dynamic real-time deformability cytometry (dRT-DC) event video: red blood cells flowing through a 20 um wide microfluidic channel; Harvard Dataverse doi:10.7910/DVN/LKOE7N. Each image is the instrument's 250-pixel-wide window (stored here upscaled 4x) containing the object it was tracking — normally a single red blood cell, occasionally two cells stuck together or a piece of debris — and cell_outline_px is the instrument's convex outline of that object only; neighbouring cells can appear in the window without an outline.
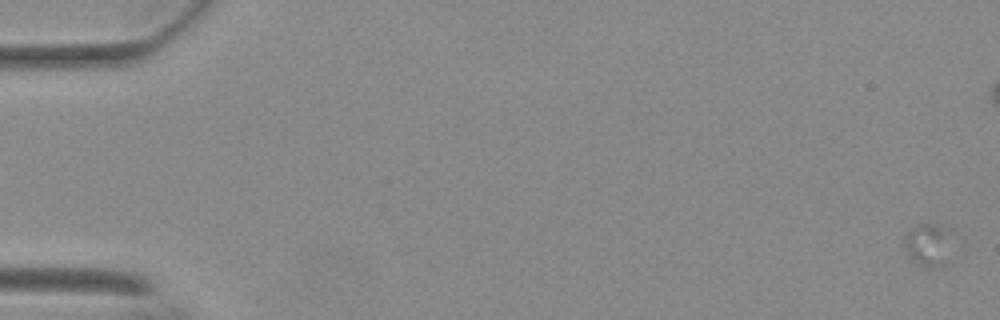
{"species": "Egyptian fruit bat (a non-hibernating species)", "species_latin": "Rousettus aegyptiacus", "temperature_condition": "warm", "stored_images_in_passage": 31, "camera_frame_rate_fps": 3000, "um_per_image_px": 0.085, "animal": {"sex": "female"}, "frame": {"image": 1, "passage_image": 1, "time_ms": 0.0, "image_size_px": [1000, 320], "cell_outline_px": [[944, 264], [932, 268], [920, 264], [908, 256], [904, 244], [908, 232], [916, 224], [936, 224], [944, 228]], "centroid_in_image_um": [78.73, 20.8], "position_along_channel_um": 6.3, "area_um2": 10.4}}
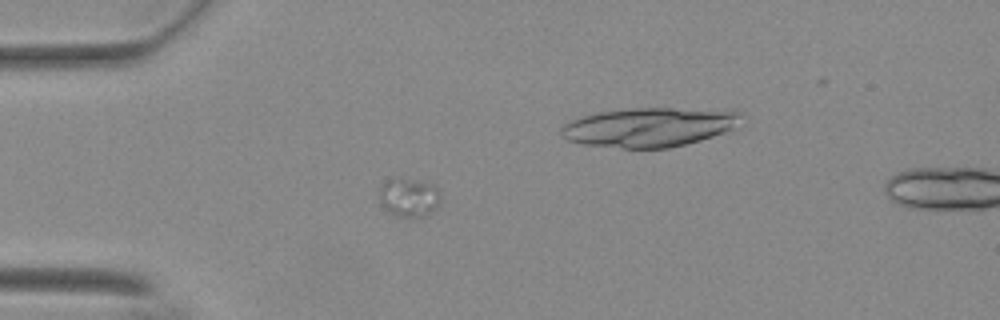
{"frame": {"image": 2, "passage_image": 18, "time_ms": 5.667, "image_size_px": [1000, 320], "cell_outline_px": [[440, 200], [436, 208], [428, 216], [396, 216], [388, 212], [380, 204], [380, 188], [388, 180], [412, 180], [436, 184], [440, 188]], "centroid_in_image_um": [34.82, 16.81], "position_along_channel_um": 50.2, "area_um2": 13.7}}
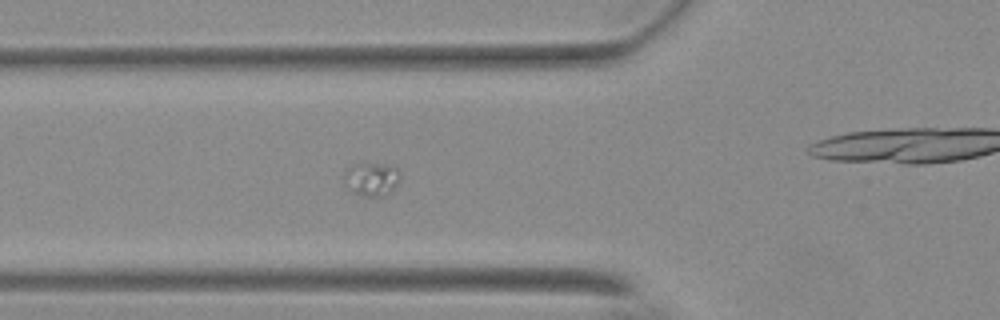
{"frame": {"image": 3, "passage_image": 23, "time_ms": 7.333, "image_size_px": [1000, 320], "cell_outline_px": [[400, 176], [392, 192], [384, 196], [364, 196], [352, 192], [344, 184], [344, 172], [352, 164], [360, 160], [364, 160], [388, 164], [396, 168], [400, 172]], "centroid_in_image_um": [31.55, 15.16], "position_along_channel_um": 94.2, "area_um2": 11.56}}